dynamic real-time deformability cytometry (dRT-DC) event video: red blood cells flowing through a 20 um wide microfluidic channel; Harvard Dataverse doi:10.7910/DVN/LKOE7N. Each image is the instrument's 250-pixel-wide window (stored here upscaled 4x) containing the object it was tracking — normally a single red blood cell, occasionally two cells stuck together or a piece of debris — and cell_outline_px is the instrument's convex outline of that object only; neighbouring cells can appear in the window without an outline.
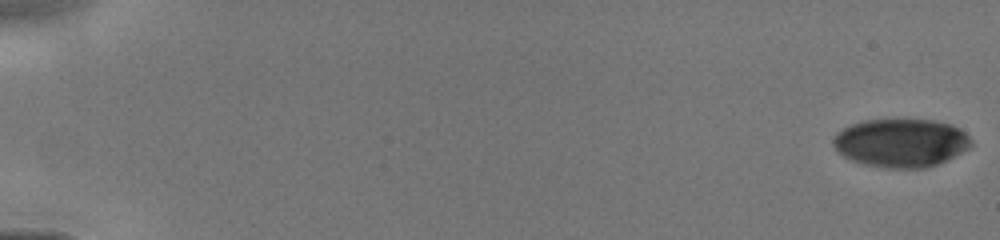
{"species": "human", "species_latin": "Homo sapiens", "temperature_condition": "cold", "stored_images_in_passage": 51, "camera_frame_rate_fps": 3000, "um_per_image_px": 0.085, "donor": {"sex": "male"}, "frame": {"image": 1, "passage_image": 1, "time_ms": 0.0, "image_size_px": [1000, 240], "cell_outline_px": [[972, 144], [968, 148], [936, 164], [924, 168], [884, 168], [864, 164], [852, 160], [836, 152], [832, 144], [832, 136], [836, 132], [852, 124], [864, 120], [932, 120], [952, 124], [960, 128], [972, 140]], "centroid_in_image_um": [76.53, 12.14], "position_along_channel_um": 8.5, "area_um2": 38.84}}
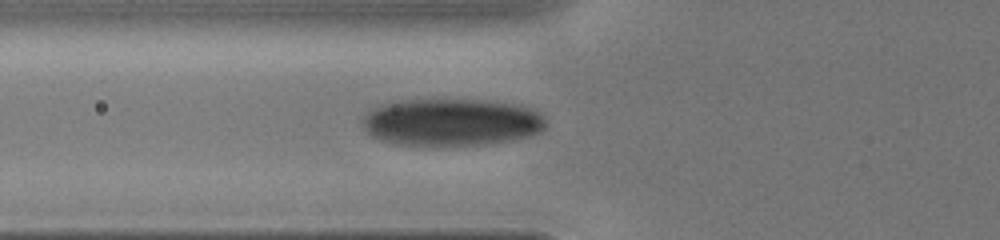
{"frame": {"image": 2, "passage_image": 23, "time_ms": 6.0, "image_size_px": [1000, 240], "cell_outline_px": [[548, 120], [544, 128], [528, 136], [512, 140], [480, 144], [396, 144], [372, 136], [364, 128], [360, 120], [372, 108], [392, 100], [444, 96], [524, 104], [544, 112]], "centroid_in_image_um": [38.41, 10.29], "position_along_channel_um": 87.4, "area_um2": 52.02}}
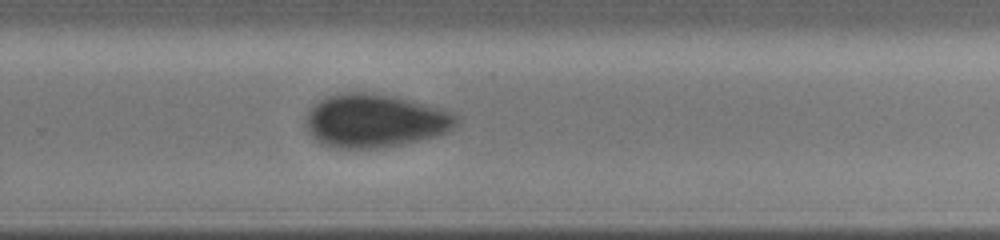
{"frame": {"image": 3, "passage_image": 51, "time_ms": 10.667, "image_size_px": [1000, 240], "cell_outline_px": [[460, 120], [448, 132], [436, 136], [404, 144], [384, 148], [340, 148], [320, 144], [308, 132], [304, 124], [304, 116], [324, 96], [340, 92], [372, 92], [396, 96], [452, 112], [460, 116]], "centroid_in_image_um": [31.85, 10.26], "position_along_channel_um": 298.0, "area_um2": 47.4}}